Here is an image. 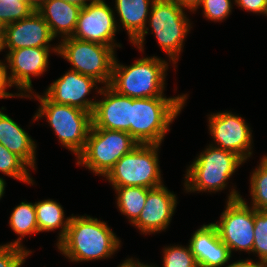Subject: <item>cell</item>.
I'll return each instance as SVG.
<instances>
[{
    "instance_id": "cell-8",
    "label": "cell",
    "mask_w": 267,
    "mask_h": 267,
    "mask_svg": "<svg viewBox=\"0 0 267 267\" xmlns=\"http://www.w3.org/2000/svg\"><path fill=\"white\" fill-rule=\"evenodd\" d=\"M61 41L58 45V55L71 63L70 70L93 77L105 86L110 84L116 56L112 47L74 37H67Z\"/></svg>"
},
{
    "instance_id": "cell-38",
    "label": "cell",
    "mask_w": 267,
    "mask_h": 267,
    "mask_svg": "<svg viewBox=\"0 0 267 267\" xmlns=\"http://www.w3.org/2000/svg\"><path fill=\"white\" fill-rule=\"evenodd\" d=\"M65 1L72 3V4H75V5H78L80 7H84L88 1H92V0H65Z\"/></svg>"
},
{
    "instance_id": "cell-5",
    "label": "cell",
    "mask_w": 267,
    "mask_h": 267,
    "mask_svg": "<svg viewBox=\"0 0 267 267\" xmlns=\"http://www.w3.org/2000/svg\"><path fill=\"white\" fill-rule=\"evenodd\" d=\"M33 96L40 102L34 120L46 116L62 146L71 150L77 157L85 147L92 126V114L73 106L52 102L45 95Z\"/></svg>"
},
{
    "instance_id": "cell-40",
    "label": "cell",
    "mask_w": 267,
    "mask_h": 267,
    "mask_svg": "<svg viewBox=\"0 0 267 267\" xmlns=\"http://www.w3.org/2000/svg\"><path fill=\"white\" fill-rule=\"evenodd\" d=\"M3 49H4L3 30H0V52H2Z\"/></svg>"
},
{
    "instance_id": "cell-34",
    "label": "cell",
    "mask_w": 267,
    "mask_h": 267,
    "mask_svg": "<svg viewBox=\"0 0 267 267\" xmlns=\"http://www.w3.org/2000/svg\"><path fill=\"white\" fill-rule=\"evenodd\" d=\"M226 267H267V262L260 260L258 262H254L252 259H246L235 261Z\"/></svg>"
},
{
    "instance_id": "cell-31",
    "label": "cell",
    "mask_w": 267,
    "mask_h": 267,
    "mask_svg": "<svg viewBox=\"0 0 267 267\" xmlns=\"http://www.w3.org/2000/svg\"><path fill=\"white\" fill-rule=\"evenodd\" d=\"M32 251L13 245H0V267H21Z\"/></svg>"
},
{
    "instance_id": "cell-32",
    "label": "cell",
    "mask_w": 267,
    "mask_h": 267,
    "mask_svg": "<svg viewBox=\"0 0 267 267\" xmlns=\"http://www.w3.org/2000/svg\"><path fill=\"white\" fill-rule=\"evenodd\" d=\"M238 7L267 16V0H234Z\"/></svg>"
},
{
    "instance_id": "cell-9",
    "label": "cell",
    "mask_w": 267,
    "mask_h": 267,
    "mask_svg": "<svg viewBox=\"0 0 267 267\" xmlns=\"http://www.w3.org/2000/svg\"><path fill=\"white\" fill-rule=\"evenodd\" d=\"M184 11L174 0H155L148 19L151 33H154L159 46L175 66L185 37L192 27Z\"/></svg>"
},
{
    "instance_id": "cell-25",
    "label": "cell",
    "mask_w": 267,
    "mask_h": 267,
    "mask_svg": "<svg viewBox=\"0 0 267 267\" xmlns=\"http://www.w3.org/2000/svg\"><path fill=\"white\" fill-rule=\"evenodd\" d=\"M251 207L256 210L267 211V156L261 158V162L250 177Z\"/></svg>"
},
{
    "instance_id": "cell-12",
    "label": "cell",
    "mask_w": 267,
    "mask_h": 267,
    "mask_svg": "<svg viewBox=\"0 0 267 267\" xmlns=\"http://www.w3.org/2000/svg\"><path fill=\"white\" fill-rule=\"evenodd\" d=\"M115 19L114 11L105 0H92L82 7L72 37L110 46L114 50L121 48L114 39L118 26Z\"/></svg>"
},
{
    "instance_id": "cell-11",
    "label": "cell",
    "mask_w": 267,
    "mask_h": 267,
    "mask_svg": "<svg viewBox=\"0 0 267 267\" xmlns=\"http://www.w3.org/2000/svg\"><path fill=\"white\" fill-rule=\"evenodd\" d=\"M50 51L58 54V45L54 47L19 48L6 54L5 60L8 65L4 63V66L6 70L10 69V75L7 74V78L11 87L15 86L20 91V97L30 98L32 96L31 76H41L47 71Z\"/></svg>"
},
{
    "instance_id": "cell-24",
    "label": "cell",
    "mask_w": 267,
    "mask_h": 267,
    "mask_svg": "<svg viewBox=\"0 0 267 267\" xmlns=\"http://www.w3.org/2000/svg\"><path fill=\"white\" fill-rule=\"evenodd\" d=\"M117 194V207L133 224L139 217L147 198L148 188L125 186L114 188Z\"/></svg>"
},
{
    "instance_id": "cell-41",
    "label": "cell",
    "mask_w": 267,
    "mask_h": 267,
    "mask_svg": "<svg viewBox=\"0 0 267 267\" xmlns=\"http://www.w3.org/2000/svg\"><path fill=\"white\" fill-rule=\"evenodd\" d=\"M142 267H156V266H152V265H148V264H144L142 263ZM158 267V266H157Z\"/></svg>"
},
{
    "instance_id": "cell-36",
    "label": "cell",
    "mask_w": 267,
    "mask_h": 267,
    "mask_svg": "<svg viewBox=\"0 0 267 267\" xmlns=\"http://www.w3.org/2000/svg\"><path fill=\"white\" fill-rule=\"evenodd\" d=\"M118 267H142V263L138 260H133V258H128Z\"/></svg>"
},
{
    "instance_id": "cell-30",
    "label": "cell",
    "mask_w": 267,
    "mask_h": 267,
    "mask_svg": "<svg viewBox=\"0 0 267 267\" xmlns=\"http://www.w3.org/2000/svg\"><path fill=\"white\" fill-rule=\"evenodd\" d=\"M199 6L204 10V17L217 22L225 20L233 8L231 0H202Z\"/></svg>"
},
{
    "instance_id": "cell-7",
    "label": "cell",
    "mask_w": 267,
    "mask_h": 267,
    "mask_svg": "<svg viewBox=\"0 0 267 267\" xmlns=\"http://www.w3.org/2000/svg\"><path fill=\"white\" fill-rule=\"evenodd\" d=\"M139 143L125 131L91 126L85 147L77 156V165H83L95 175L105 176L116 162Z\"/></svg>"
},
{
    "instance_id": "cell-18",
    "label": "cell",
    "mask_w": 267,
    "mask_h": 267,
    "mask_svg": "<svg viewBox=\"0 0 267 267\" xmlns=\"http://www.w3.org/2000/svg\"><path fill=\"white\" fill-rule=\"evenodd\" d=\"M189 246L199 267H221L226 265L232 256L213 223L204 224L197 229L189 241Z\"/></svg>"
},
{
    "instance_id": "cell-10",
    "label": "cell",
    "mask_w": 267,
    "mask_h": 267,
    "mask_svg": "<svg viewBox=\"0 0 267 267\" xmlns=\"http://www.w3.org/2000/svg\"><path fill=\"white\" fill-rule=\"evenodd\" d=\"M219 237L232 251L253 250L254 243V208L249 207L239 192L231 189L222 212L220 221L213 223Z\"/></svg>"
},
{
    "instance_id": "cell-3",
    "label": "cell",
    "mask_w": 267,
    "mask_h": 267,
    "mask_svg": "<svg viewBox=\"0 0 267 267\" xmlns=\"http://www.w3.org/2000/svg\"><path fill=\"white\" fill-rule=\"evenodd\" d=\"M115 57L109 86L117 93L134 99L164 95L168 62L156 56L143 57L130 66Z\"/></svg>"
},
{
    "instance_id": "cell-22",
    "label": "cell",
    "mask_w": 267,
    "mask_h": 267,
    "mask_svg": "<svg viewBox=\"0 0 267 267\" xmlns=\"http://www.w3.org/2000/svg\"><path fill=\"white\" fill-rule=\"evenodd\" d=\"M35 209L39 232H49L61 228L58 237L59 243L67 233L71 216L64 220L63 207L52 199L35 202Z\"/></svg>"
},
{
    "instance_id": "cell-26",
    "label": "cell",
    "mask_w": 267,
    "mask_h": 267,
    "mask_svg": "<svg viewBox=\"0 0 267 267\" xmlns=\"http://www.w3.org/2000/svg\"><path fill=\"white\" fill-rule=\"evenodd\" d=\"M29 166L17 155L10 152L0 143V172L6 176L33 185V178L28 171Z\"/></svg>"
},
{
    "instance_id": "cell-23",
    "label": "cell",
    "mask_w": 267,
    "mask_h": 267,
    "mask_svg": "<svg viewBox=\"0 0 267 267\" xmlns=\"http://www.w3.org/2000/svg\"><path fill=\"white\" fill-rule=\"evenodd\" d=\"M9 225L20 237L13 242L6 243V245L25 248L21 244V239H23V237L26 235H30L31 233H39L35 203L33 204L24 201L17 205L10 215Z\"/></svg>"
},
{
    "instance_id": "cell-2",
    "label": "cell",
    "mask_w": 267,
    "mask_h": 267,
    "mask_svg": "<svg viewBox=\"0 0 267 267\" xmlns=\"http://www.w3.org/2000/svg\"><path fill=\"white\" fill-rule=\"evenodd\" d=\"M187 94L167 98H133L131 115V136L139 144H160L170 123L180 114L187 100Z\"/></svg>"
},
{
    "instance_id": "cell-14",
    "label": "cell",
    "mask_w": 267,
    "mask_h": 267,
    "mask_svg": "<svg viewBox=\"0 0 267 267\" xmlns=\"http://www.w3.org/2000/svg\"><path fill=\"white\" fill-rule=\"evenodd\" d=\"M98 82L93 77L83 75L74 70H68L64 75L48 86L44 95L52 102L73 106L93 114L96 100H89L92 89L97 88ZM96 85V86H95Z\"/></svg>"
},
{
    "instance_id": "cell-21",
    "label": "cell",
    "mask_w": 267,
    "mask_h": 267,
    "mask_svg": "<svg viewBox=\"0 0 267 267\" xmlns=\"http://www.w3.org/2000/svg\"><path fill=\"white\" fill-rule=\"evenodd\" d=\"M0 143L20 157L31 169H36V144L28 133L8 115L0 111Z\"/></svg>"
},
{
    "instance_id": "cell-39",
    "label": "cell",
    "mask_w": 267,
    "mask_h": 267,
    "mask_svg": "<svg viewBox=\"0 0 267 267\" xmlns=\"http://www.w3.org/2000/svg\"><path fill=\"white\" fill-rule=\"evenodd\" d=\"M5 186H6L5 180L2 177H0V199L2 198L3 194L5 193L4 192Z\"/></svg>"
},
{
    "instance_id": "cell-29",
    "label": "cell",
    "mask_w": 267,
    "mask_h": 267,
    "mask_svg": "<svg viewBox=\"0 0 267 267\" xmlns=\"http://www.w3.org/2000/svg\"><path fill=\"white\" fill-rule=\"evenodd\" d=\"M163 253L162 267H199L189 245L168 246L163 249Z\"/></svg>"
},
{
    "instance_id": "cell-19",
    "label": "cell",
    "mask_w": 267,
    "mask_h": 267,
    "mask_svg": "<svg viewBox=\"0 0 267 267\" xmlns=\"http://www.w3.org/2000/svg\"><path fill=\"white\" fill-rule=\"evenodd\" d=\"M155 0H115L117 11L122 26L127 30L129 41L143 51L145 34L149 28L146 26Z\"/></svg>"
},
{
    "instance_id": "cell-1",
    "label": "cell",
    "mask_w": 267,
    "mask_h": 267,
    "mask_svg": "<svg viewBox=\"0 0 267 267\" xmlns=\"http://www.w3.org/2000/svg\"><path fill=\"white\" fill-rule=\"evenodd\" d=\"M121 241L106 222L90 216H71L65 237L56 244L70 261L83 262L110 258Z\"/></svg>"
},
{
    "instance_id": "cell-35",
    "label": "cell",
    "mask_w": 267,
    "mask_h": 267,
    "mask_svg": "<svg viewBox=\"0 0 267 267\" xmlns=\"http://www.w3.org/2000/svg\"><path fill=\"white\" fill-rule=\"evenodd\" d=\"M177 2L182 8L189 9L191 12L196 11L199 8L202 0H174Z\"/></svg>"
},
{
    "instance_id": "cell-33",
    "label": "cell",
    "mask_w": 267,
    "mask_h": 267,
    "mask_svg": "<svg viewBox=\"0 0 267 267\" xmlns=\"http://www.w3.org/2000/svg\"><path fill=\"white\" fill-rule=\"evenodd\" d=\"M8 71L5 69L3 61L0 62V99L1 98H11V97H20L19 93L12 94L7 92L6 89L11 87L8 78H7Z\"/></svg>"
},
{
    "instance_id": "cell-28",
    "label": "cell",
    "mask_w": 267,
    "mask_h": 267,
    "mask_svg": "<svg viewBox=\"0 0 267 267\" xmlns=\"http://www.w3.org/2000/svg\"><path fill=\"white\" fill-rule=\"evenodd\" d=\"M253 253L260 261L267 262V211L254 208V243Z\"/></svg>"
},
{
    "instance_id": "cell-15",
    "label": "cell",
    "mask_w": 267,
    "mask_h": 267,
    "mask_svg": "<svg viewBox=\"0 0 267 267\" xmlns=\"http://www.w3.org/2000/svg\"><path fill=\"white\" fill-rule=\"evenodd\" d=\"M97 93L103 95V98L96 101L92 114V126L125 131L131 135L133 98L117 93L109 85H104Z\"/></svg>"
},
{
    "instance_id": "cell-16",
    "label": "cell",
    "mask_w": 267,
    "mask_h": 267,
    "mask_svg": "<svg viewBox=\"0 0 267 267\" xmlns=\"http://www.w3.org/2000/svg\"><path fill=\"white\" fill-rule=\"evenodd\" d=\"M176 205V195L164 184L148 189L145 205L133 225L143 234L164 231L172 220Z\"/></svg>"
},
{
    "instance_id": "cell-13",
    "label": "cell",
    "mask_w": 267,
    "mask_h": 267,
    "mask_svg": "<svg viewBox=\"0 0 267 267\" xmlns=\"http://www.w3.org/2000/svg\"><path fill=\"white\" fill-rule=\"evenodd\" d=\"M208 120L215 147L231 151L244 161L252 155V132L244 118L227 111L213 113Z\"/></svg>"
},
{
    "instance_id": "cell-4",
    "label": "cell",
    "mask_w": 267,
    "mask_h": 267,
    "mask_svg": "<svg viewBox=\"0 0 267 267\" xmlns=\"http://www.w3.org/2000/svg\"><path fill=\"white\" fill-rule=\"evenodd\" d=\"M245 161L237 154L210 144L188 167L185 174L187 192L224 190L227 181Z\"/></svg>"
},
{
    "instance_id": "cell-6",
    "label": "cell",
    "mask_w": 267,
    "mask_h": 267,
    "mask_svg": "<svg viewBox=\"0 0 267 267\" xmlns=\"http://www.w3.org/2000/svg\"><path fill=\"white\" fill-rule=\"evenodd\" d=\"M160 144H138L122 156L104 176L113 188L125 186L146 187L163 185L159 167Z\"/></svg>"
},
{
    "instance_id": "cell-20",
    "label": "cell",
    "mask_w": 267,
    "mask_h": 267,
    "mask_svg": "<svg viewBox=\"0 0 267 267\" xmlns=\"http://www.w3.org/2000/svg\"><path fill=\"white\" fill-rule=\"evenodd\" d=\"M82 7L65 0H47L37 12L48 24L54 37H72Z\"/></svg>"
},
{
    "instance_id": "cell-17",
    "label": "cell",
    "mask_w": 267,
    "mask_h": 267,
    "mask_svg": "<svg viewBox=\"0 0 267 267\" xmlns=\"http://www.w3.org/2000/svg\"><path fill=\"white\" fill-rule=\"evenodd\" d=\"M3 29L4 49L51 47L55 37L43 17L34 11L29 17L8 24Z\"/></svg>"
},
{
    "instance_id": "cell-37",
    "label": "cell",
    "mask_w": 267,
    "mask_h": 267,
    "mask_svg": "<svg viewBox=\"0 0 267 267\" xmlns=\"http://www.w3.org/2000/svg\"><path fill=\"white\" fill-rule=\"evenodd\" d=\"M29 5L37 11L47 0H26Z\"/></svg>"
},
{
    "instance_id": "cell-27",
    "label": "cell",
    "mask_w": 267,
    "mask_h": 267,
    "mask_svg": "<svg viewBox=\"0 0 267 267\" xmlns=\"http://www.w3.org/2000/svg\"><path fill=\"white\" fill-rule=\"evenodd\" d=\"M34 11L26 0H0V27L27 18Z\"/></svg>"
}]
</instances>
